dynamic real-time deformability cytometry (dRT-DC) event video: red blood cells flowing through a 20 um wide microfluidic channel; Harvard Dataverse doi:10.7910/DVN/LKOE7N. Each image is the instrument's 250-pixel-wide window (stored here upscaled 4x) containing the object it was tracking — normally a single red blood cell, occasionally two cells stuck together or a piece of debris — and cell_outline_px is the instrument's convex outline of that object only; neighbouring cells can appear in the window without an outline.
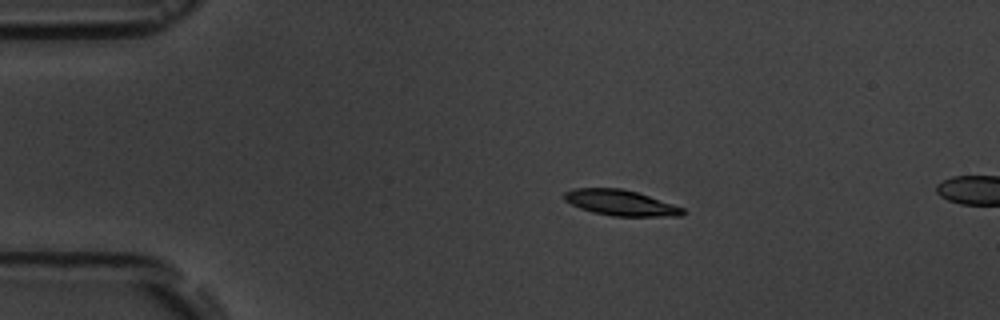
{"species": "common noctule bat (a hibernating species)", "species_latin": "Nyctalus noctula", "temperature_condition": "room temperature", "stored_images_in_passage": 3, "camera_frame_rate_fps": 3000, "um_per_image_px": 0.085, "animal": {"sex": "male", "body_mass_g": 19.5, "forearm_length_mm": 54.6}, "frame": {"image": 1, "passage_image": 2, "time_ms": 1.0, "image_size_px": [1000, 320], "cell_outline_px": [[688, 212], [680, 216], [612, 216], [592, 212], [580, 208], [564, 200], [564, 192], [572, 188], [620, 188], [636, 192], [684, 208]], "centroid_in_image_um": [52.74, 17.24], "position_along_channel_um": 32.3, "area_um2": 17.63}}